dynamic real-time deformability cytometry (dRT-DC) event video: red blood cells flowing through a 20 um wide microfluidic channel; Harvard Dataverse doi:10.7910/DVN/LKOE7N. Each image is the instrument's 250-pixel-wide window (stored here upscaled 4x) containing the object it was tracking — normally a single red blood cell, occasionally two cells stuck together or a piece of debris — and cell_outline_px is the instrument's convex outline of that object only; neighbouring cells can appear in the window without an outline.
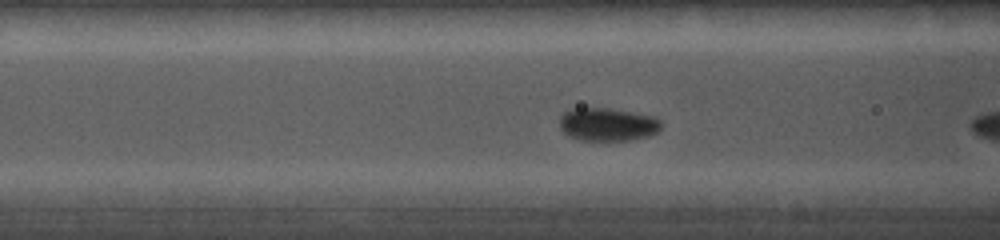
{"species": "common noctule bat (a hibernating species)", "species_latin": "Nyctalus noctula", "temperature_condition": "cold", "stored_images_in_passage": 6, "camera_frame_rate_fps": 5000, "um_per_image_px": 0.085, "animal": {"sex": "female", "body_mass_g": 19.0, "forearm_length_mm": 56.7}, "frame": {"image": 1, "passage_image": 4, "time_ms": 1.6, "image_size_px": [1000, 240], "cell_outline_px": [[660, 128], [656, 132], [648, 136], [632, 140], [580, 140], [568, 136], [560, 128], [560, 116], [564, 112], [572, 108], [608, 108], [632, 112], [652, 116], [660, 120]], "centroid_in_image_um": [51.61, 10.57], "position_along_channel_um": 115.0, "area_um2": 19.54}}